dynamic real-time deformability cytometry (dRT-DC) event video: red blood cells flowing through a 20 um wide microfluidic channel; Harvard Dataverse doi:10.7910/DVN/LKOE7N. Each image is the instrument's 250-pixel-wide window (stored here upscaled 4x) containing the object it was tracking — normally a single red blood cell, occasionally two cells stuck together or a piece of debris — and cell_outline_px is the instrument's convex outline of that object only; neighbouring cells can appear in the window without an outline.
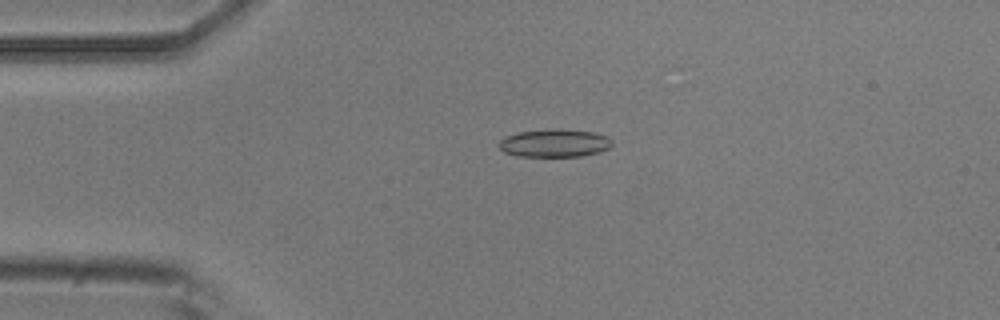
{"species": "common noctule bat (a hibernating species)", "species_latin": "Nyctalus noctula", "temperature_condition": "room temperature", "stored_images_in_passage": 4, "camera_frame_rate_fps": 3000, "um_per_image_px": 0.085, "animal": {"sex": "male", "body_mass_g": 20.5, "forearm_length_mm": 52.5}, "frame": {"image": 1, "passage_image": 4, "time_ms": 3.333, "image_size_px": [1000, 320], "cell_outline_px": [[612, 144], [608, 148], [596, 152], [580, 156], [516, 156], [504, 152], [500, 148], [500, 140], [504, 136], [516, 132], [556, 128], [592, 132], [608, 136], [612, 140]], "centroid_in_image_um": [47.1, 12.15], "position_along_channel_um": 37.9, "area_um2": 18.38}}